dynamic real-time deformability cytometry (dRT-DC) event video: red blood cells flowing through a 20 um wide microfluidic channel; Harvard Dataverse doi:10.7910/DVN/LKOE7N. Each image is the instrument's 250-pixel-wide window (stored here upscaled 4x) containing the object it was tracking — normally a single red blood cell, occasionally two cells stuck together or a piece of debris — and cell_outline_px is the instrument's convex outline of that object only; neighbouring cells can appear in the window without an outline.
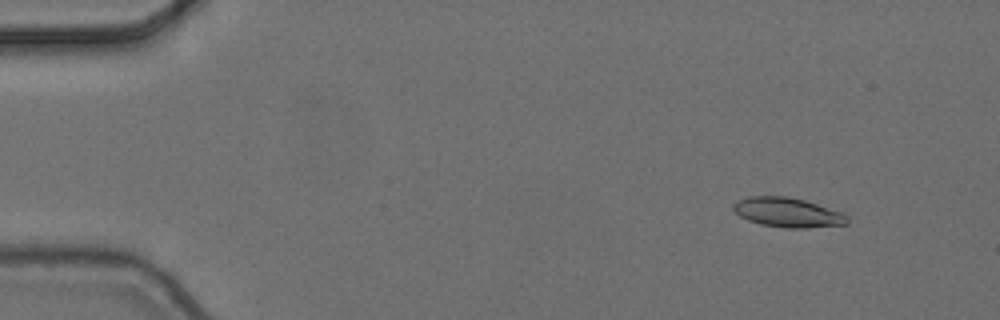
{"species": "common noctule bat (a hibernating species)", "species_latin": "Nyctalus noctula", "temperature_condition": "cold", "stored_images_in_passage": 6, "camera_frame_rate_fps": 3000, "um_per_image_px": 0.085, "animal": {"sex": "female", "body_mass_g": 24.6, "forearm_length_mm": 56.2}, "frame": {"image": 1, "passage_image": 2, "time_ms": 0.333, "image_size_px": [1000, 320], "cell_outline_px": [[848, 224], [808, 228], [784, 228], [760, 224], [748, 220], [740, 216], [732, 208], [732, 204], [736, 200], [748, 196], [788, 196], [804, 200], [844, 212], [848, 216]], "centroid_in_image_um": [66.96, 18.05], "position_along_channel_um": 18.0, "area_um2": 19.88}}
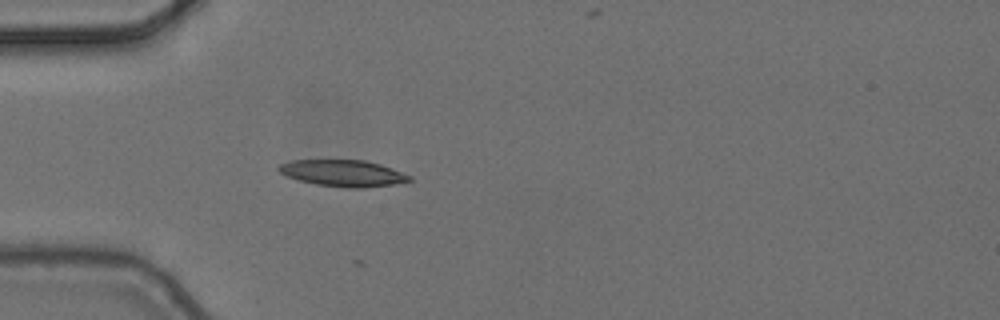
{"frame": {"image": 2, "passage_image": 5, "time_ms": 1.333, "image_size_px": [1000, 320], "cell_outline_px": [[412, 180], [392, 184], [364, 188], [348, 188], [316, 184], [300, 180], [288, 176], [280, 172], [276, 168], [280, 164], [292, 160], [364, 160], [380, 164], [412, 176]], "centroid_in_image_um": [29.16, 14.72], "position_along_channel_um": 55.8, "area_um2": 20.0}}